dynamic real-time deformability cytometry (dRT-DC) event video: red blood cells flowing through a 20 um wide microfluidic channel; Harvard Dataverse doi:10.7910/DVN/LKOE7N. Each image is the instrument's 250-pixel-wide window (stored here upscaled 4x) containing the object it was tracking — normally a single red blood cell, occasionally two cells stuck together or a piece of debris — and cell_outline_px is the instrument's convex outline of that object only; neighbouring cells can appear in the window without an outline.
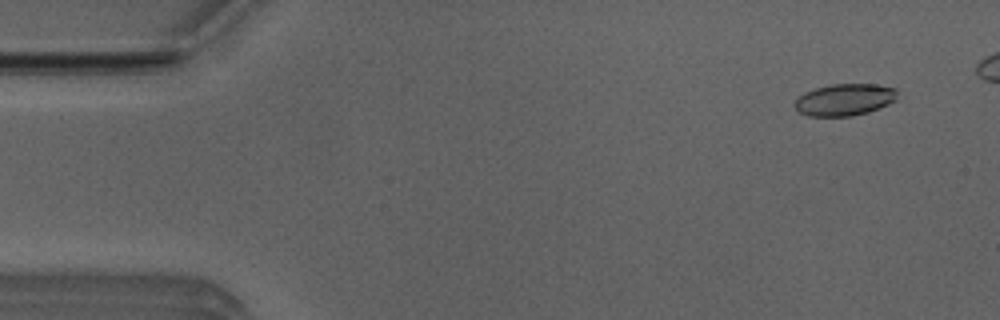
{"species": "Egyptian fruit bat (a non-hibernating species)", "species_latin": "Rousettus aegyptiacus", "temperature_condition": "room temperature", "stored_images_in_passage": 6, "camera_frame_rate_fps": 3000, "um_per_image_px": 0.085, "animal": {"sex": "male"}, "frame": {"image": 1, "passage_image": 2, "time_ms": 0.333, "image_size_px": [1000, 320], "cell_outline_px": [[896, 100], [880, 108], [868, 112], [852, 116], [808, 116], [800, 112], [792, 104], [804, 92], [816, 88], [832, 84], [876, 84], [896, 88]], "centroid_in_image_um": [71.79, 8.47], "position_along_channel_um": 13.2, "area_um2": 19.07}}